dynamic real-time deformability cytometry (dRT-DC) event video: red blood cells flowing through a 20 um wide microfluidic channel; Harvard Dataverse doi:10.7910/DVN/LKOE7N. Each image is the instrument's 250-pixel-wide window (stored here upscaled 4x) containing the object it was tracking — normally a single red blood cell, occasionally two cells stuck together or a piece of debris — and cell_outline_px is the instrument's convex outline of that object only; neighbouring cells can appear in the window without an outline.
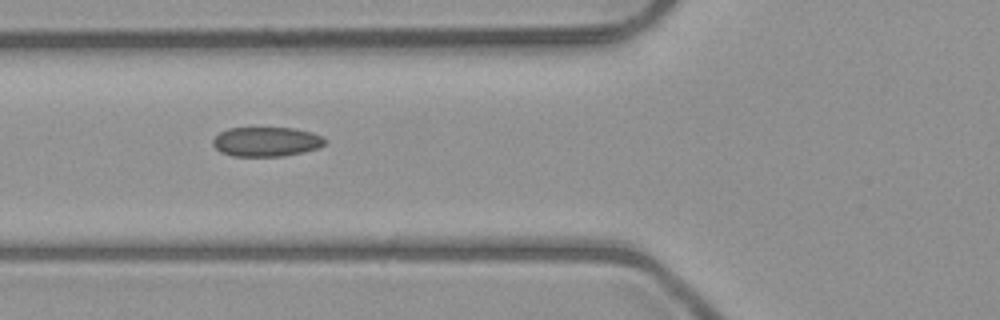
{"species": "common noctule bat (a hibernating species)", "species_latin": "Nyctalus noctula", "temperature_condition": "room temperature", "stored_images_in_passage": 8, "camera_frame_rate_fps": 3000, "um_per_image_px": 0.085, "animal": {"sex": "male", "body_mass_g": 23.1, "forearm_length_mm": 52.7}, "frame": {"image": 1, "passage_image": 7, "time_ms": 7.0, "image_size_px": [1000, 320], "cell_outline_px": [[328, 140], [324, 144], [316, 148], [284, 156], [232, 156], [220, 152], [212, 144], [212, 140], [220, 132], [228, 128], [292, 128], [312, 132]], "centroid_in_image_um": [22.6, 12.04], "position_along_channel_um": 103.2, "area_um2": 19.13}}
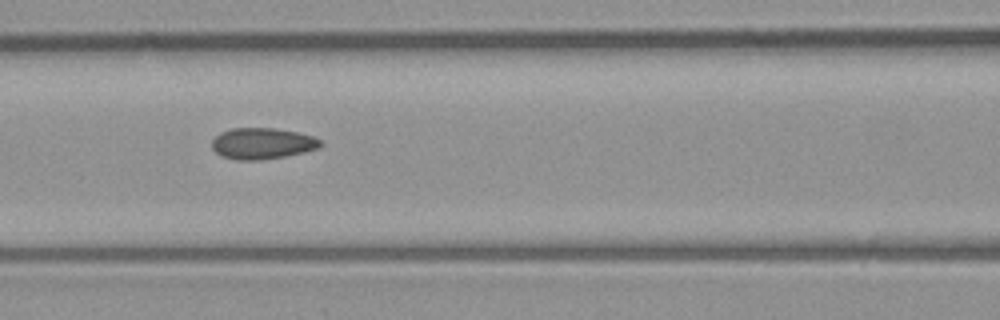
{"frame": {"image": 2, "passage_image": 8, "time_ms": 8.0, "image_size_px": [1000, 320], "cell_outline_px": [[320, 144], [316, 148], [304, 152], [284, 156], [260, 160], [236, 160], [224, 156], [216, 152], [212, 148], [212, 140], [220, 132], [232, 128], [272, 128], [296, 132], [312, 136], [320, 140]], "centroid_in_image_um": [22.24, 12.19], "position_along_channel_um": 144.4, "area_um2": 19.42}}